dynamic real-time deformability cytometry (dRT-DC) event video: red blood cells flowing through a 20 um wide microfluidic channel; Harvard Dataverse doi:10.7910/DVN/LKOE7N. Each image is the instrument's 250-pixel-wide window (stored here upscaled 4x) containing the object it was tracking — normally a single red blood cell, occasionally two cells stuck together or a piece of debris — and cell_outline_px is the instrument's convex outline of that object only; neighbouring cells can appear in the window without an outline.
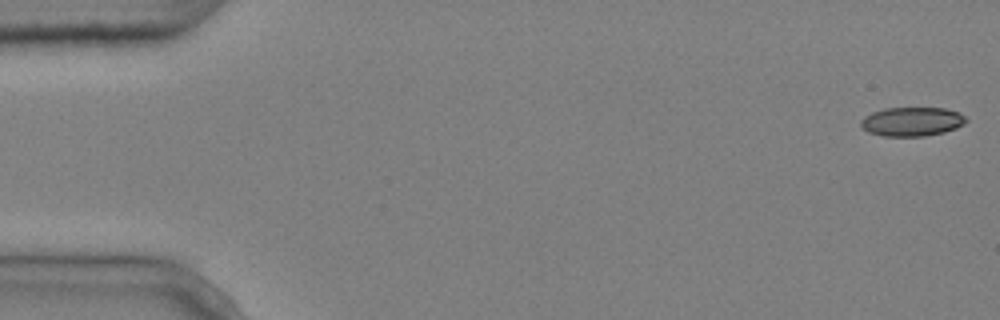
{"species": "common noctule bat (a hibernating species)", "species_latin": "Nyctalus noctula", "temperature_condition": "cold", "stored_images_in_passage": 2, "camera_frame_rate_fps": 3000, "um_per_image_px": 0.085, "animal": {"sex": "male", "body_mass_g": 20.4}, "frame": {"image": 1, "passage_image": 2, "time_ms": 0.333, "image_size_px": [1000, 320], "cell_outline_px": [[968, 120], [964, 124], [956, 128], [944, 132], [924, 136], [884, 136], [868, 132], [860, 124], [860, 120], [864, 116], [872, 112], [884, 108], [944, 108], [960, 112]], "centroid_in_image_um": [77.52, 10.33], "position_along_channel_um": 7.5, "area_um2": 17.86}}